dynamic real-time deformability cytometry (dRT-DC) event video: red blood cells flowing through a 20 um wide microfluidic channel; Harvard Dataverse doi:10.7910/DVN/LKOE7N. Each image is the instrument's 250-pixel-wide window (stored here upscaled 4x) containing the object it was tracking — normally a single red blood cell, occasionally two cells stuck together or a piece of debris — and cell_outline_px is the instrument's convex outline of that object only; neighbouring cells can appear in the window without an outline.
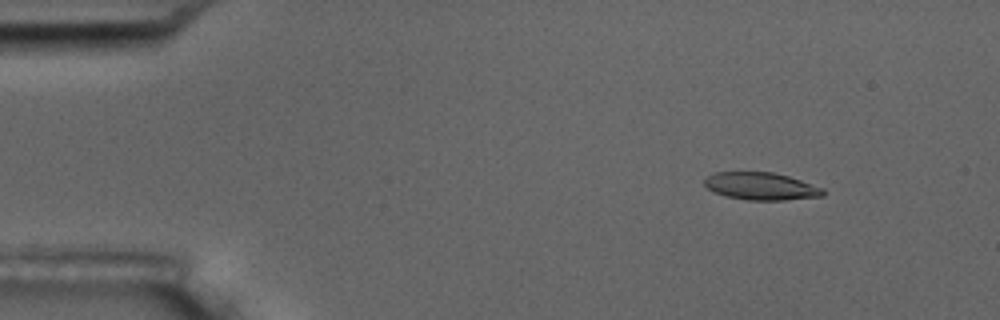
{"species": "common noctule bat (a hibernating species)", "species_latin": "Nyctalus noctula", "temperature_condition": "room temperature", "stored_images_in_passage": 6, "camera_frame_rate_fps": 3000, "um_per_image_px": 0.085, "animal": {"sex": "male", "body_mass_g": 17.5, "forearm_length_mm": 52.3}, "frame": {"image": 1, "passage_image": 2, "time_ms": 1.0, "image_size_px": [1000, 320], "cell_outline_px": [[824, 196], [784, 200], [748, 200], [724, 196], [712, 192], [704, 184], [704, 180], [708, 176], [716, 172], [772, 172], [788, 176], [824, 188]], "centroid_in_image_um": [64.68, 15.83], "position_along_channel_um": 20.3, "area_um2": 19.02}}
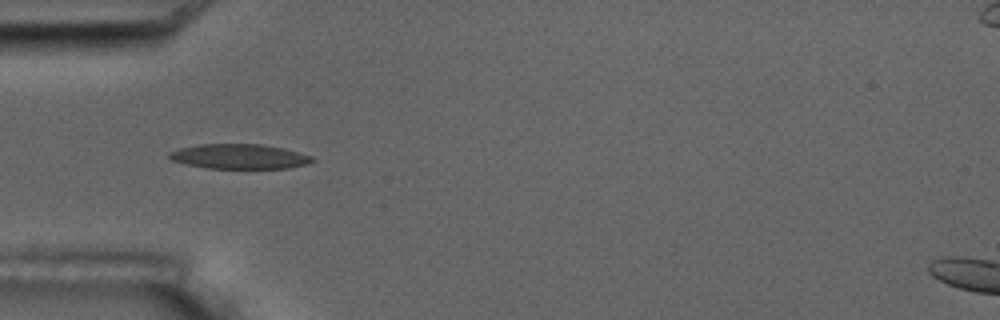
{"frame": {"image": 2, "passage_image": 5, "time_ms": 4.667, "image_size_px": [1000, 320], "cell_outline_px": [[316, 160], [304, 164], [288, 168], [208, 168], [188, 164], [172, 160], [168, 156], [168, 152], [180, 148], [200, 144], [264, 144], [284, 148], [300, 152], [312, 156]], "centroid_in_image_um": [20.37, 13.29], "position_along_channel_um": 64.6, "area_um2": 20.58}}